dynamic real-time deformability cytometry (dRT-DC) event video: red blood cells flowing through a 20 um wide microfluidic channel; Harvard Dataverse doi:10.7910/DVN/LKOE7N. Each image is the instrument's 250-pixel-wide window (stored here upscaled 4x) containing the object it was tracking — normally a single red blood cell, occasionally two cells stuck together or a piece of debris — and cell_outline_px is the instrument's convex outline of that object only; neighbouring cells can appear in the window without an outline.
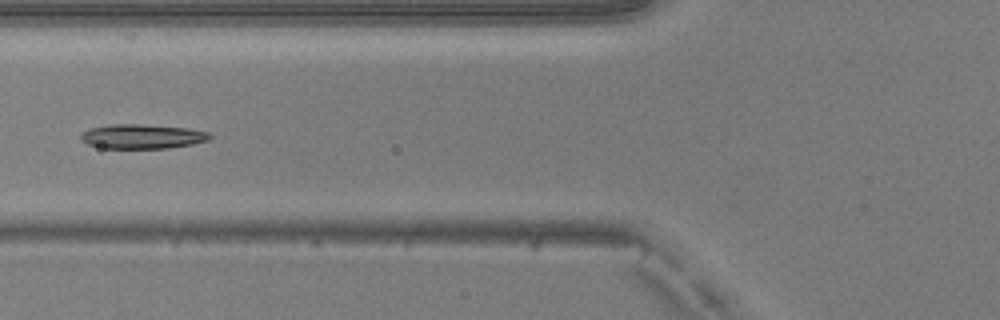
{"species": "common noctule bat (a hibernating species)", "species_latin": "Nyctalus noctula", "temperature_condition": "warm", "stored_images_in_passage": 35, "camera_frame_rate_fps": 3000, "um_per_image_px": 0.085, "animal": {"sex": "male", "body_mass_g": 20.5, "forearm_length_mm": 52.5}, "frame": {"image": 1, "passage_image": 6, "time_ms": 1.667, "image_size_px": [1000, 320], "cell_outline_px": [[212, 136], [208, 140], [192, 144], [168, 148], [104, 148], [88, 144], [80, 140], [80, 136], [88, 128], [112, 124], [140, 124], [188, 128], [208, 132]], "centroid_in_image_um": [12.07, 11.59], "position_along_channel_um": 113.7, "area_um2": 18.32}, "authors_computed_cell_mechanics": {"area_um2": 18.785, "velocity_mm_per_s": 4.0614, "shape_relaxation_time_tau1_ms": 4.0992, "shape_relaxation_time_tau2_ms": 1.1052, "deformation_change_tau1": 0.1579, "deformation_change_tau2": 0.0768}}